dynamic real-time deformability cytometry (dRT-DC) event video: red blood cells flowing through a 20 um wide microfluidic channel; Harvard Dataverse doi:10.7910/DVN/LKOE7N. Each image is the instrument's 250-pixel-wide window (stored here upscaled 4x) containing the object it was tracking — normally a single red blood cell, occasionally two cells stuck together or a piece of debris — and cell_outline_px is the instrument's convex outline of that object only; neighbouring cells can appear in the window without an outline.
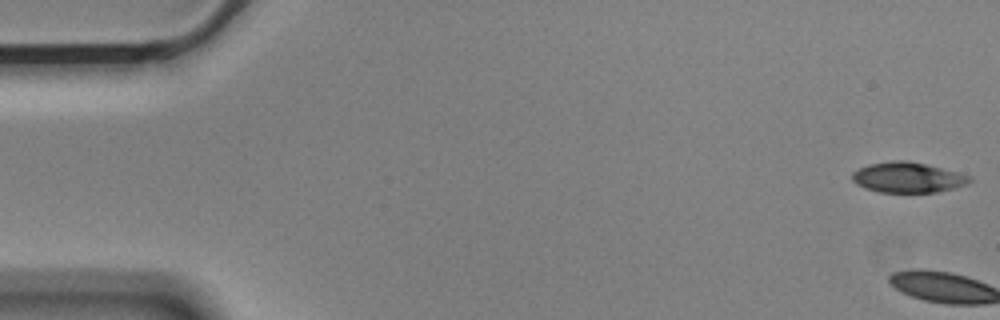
{"species": "Egyptian fruit bat (a non-hibernating species)", "species_latin": "Rousettus aegyptiacus", "temperature_condition": "cold", "stored_images_in_passage": 3, "camera_frame_rate_fps": 3000, "um_per_image_px": 0.085, "animal": {"sex": "male"}, "frame": {"image": 1, "passage_image": 1, "time_ms": 0.0, "image_size_px": [1000, 320], "cell_outline_px": [[972, 180], [968, 184], [956, 188], [936, 192], [880, 192], [864, 188], [856, 184], [852, 180], [852, 172], [868, 164], [892, 160], [908, 160], [972, 176]], "centroid_in_image_um": [77.15, 15.08], "position_along_channel_um": 7.8, "area_um2": 20.81}}